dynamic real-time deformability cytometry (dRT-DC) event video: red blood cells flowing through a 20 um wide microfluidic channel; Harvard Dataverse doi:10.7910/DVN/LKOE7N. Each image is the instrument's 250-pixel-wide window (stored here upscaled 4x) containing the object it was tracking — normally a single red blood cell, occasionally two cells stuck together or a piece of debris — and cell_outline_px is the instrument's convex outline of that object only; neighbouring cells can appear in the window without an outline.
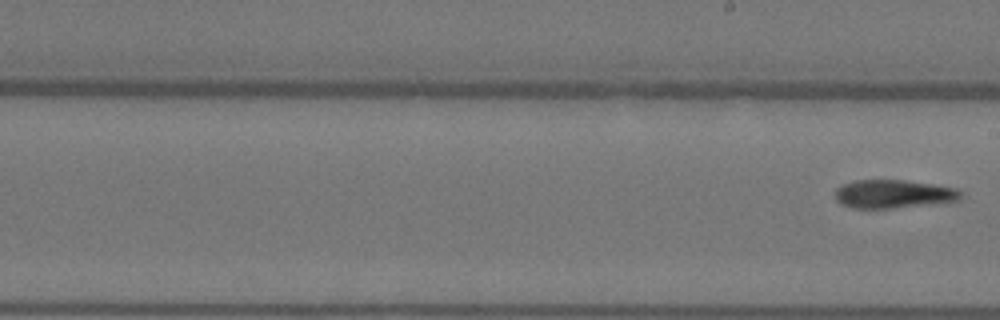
{"species": "Egyptian fruit bat (a non-hibernating species)", "species_latin": "Rousettus aegyptiacus", "temperature_condition": "warm", "stored_images_in_passage": 9, "segment_of_instrument_passage": [2, 2], "camera_frame_rate_fps": 3000, "um_per_image_px": 0.085, "animal": {"sex": "female"}, "frame": {"image": 1, "passage_image": 9, "time_ms": 2.667, "image_size_px": [1000, 320], "cell_outline_px": [[964, 192], [960, 200], [892, 208], [852, 208], [840, 204], [836, 200], [836, 188], [844, 184], [856, 180], [904, 180], [932, 184], [956, 188]], "centroid_in_image_um": [75.94, 16.48], "position_along_channel_um": 213.1, "area_um2": 20.69}}